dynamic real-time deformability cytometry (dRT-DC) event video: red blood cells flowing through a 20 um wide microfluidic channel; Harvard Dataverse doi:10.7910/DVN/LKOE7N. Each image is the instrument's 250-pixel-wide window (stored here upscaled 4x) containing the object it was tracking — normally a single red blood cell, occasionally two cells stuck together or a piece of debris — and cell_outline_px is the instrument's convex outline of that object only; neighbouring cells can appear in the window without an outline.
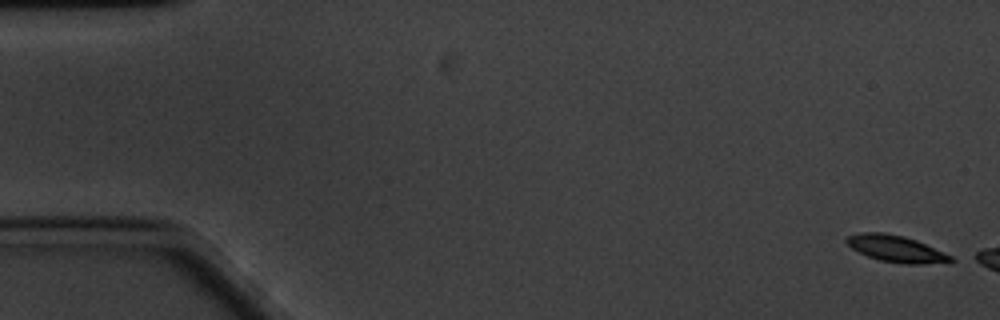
{"species": "common noctule bat (a hibernating species)", "species_latin": "Nyctalus noctula", "temperature_condition": "cold", "stored_images_in_passage": 7, "camera_frame_rate_fps": 3000, "um_per_image_px": 0.085, "animal": {"sex": "male", "body_mass_g": 20.1, "forearm_length_mm": 53.5}, "frame": {"image": 1, "passage_image": 1, "time_ms": 0.0, "image_size_px": [1000, 320], "cell_outline_px": [[956, 260], [948, 264], [908, 264], [880, 260], [868, 256], [852, 248], [844, 240], [848, 236], [860, 232], [884, 232], [904, 236], [916, 240], [944, 252], [952, 256]], "centroid_in_image_um": [76.24, 21.15], "position_along_channel_um": 8.8, "area_um2": 16.3}}